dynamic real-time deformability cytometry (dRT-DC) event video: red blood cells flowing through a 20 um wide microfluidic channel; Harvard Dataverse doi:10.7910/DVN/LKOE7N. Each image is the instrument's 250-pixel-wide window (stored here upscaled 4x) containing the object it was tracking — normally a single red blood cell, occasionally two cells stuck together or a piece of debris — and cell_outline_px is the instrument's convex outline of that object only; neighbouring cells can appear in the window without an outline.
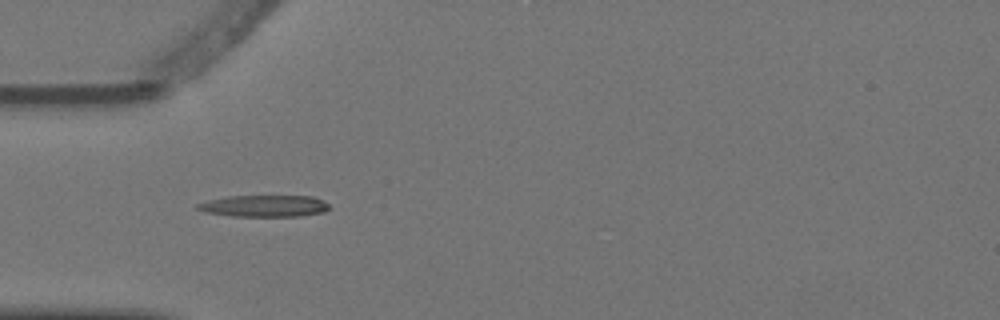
{"species": "Egyptian fruit bat (a non-hibernating species)", "species_latin": "Rousettus aegyptiacus", "temperature_condition": "warm", "stored_images_in_passage": 7, "camera_frame_rate_fps": 3000, "um_per_image_px": 0.085, "animal": {"sex": "female"}, "frame": {"image": 1, "passage_image": 4, "time_ms": 1.0, "image_size_px": [1000, 320], "cell_outline_px": [[328, 208], [324, 212], [300, 216], [232, 216], [204, 212], [196, 208], [196, 204], [208, 200], [228, 196], [312, 196], [324, 200], [328, 204]], "centroid_in_image_um": [22.45, 17.5], "position_along_channel_um": 62.5, "area_um2": 16.65}}
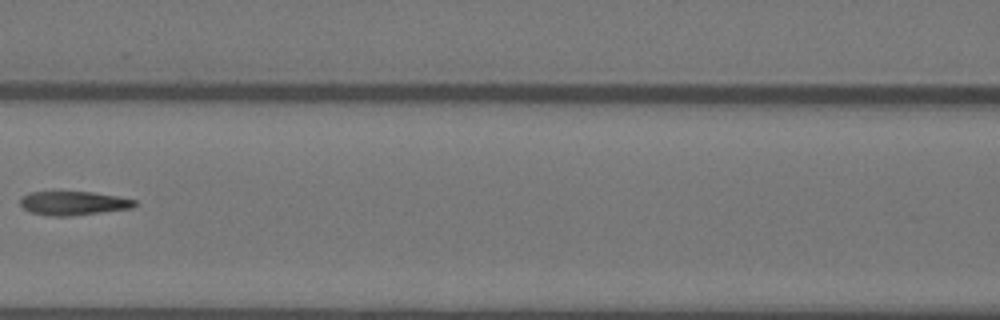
{"frame": {"image": 2, "passage_image": 6, "time_ms": 1.667, "image_size_px": [1000, 320], "cell_outline_px": [[136, 204], [132, 208], [68, 216], [48, 216], [28, 212], [20, 204], [20, 200], [24, 196], [32, 192], [92, 192], [116, 196], [136, 200]], "centroid_in_image_um": [6.22, 17.28], "position_along_channel_um": 160.4, "area_um2": 15.72}}
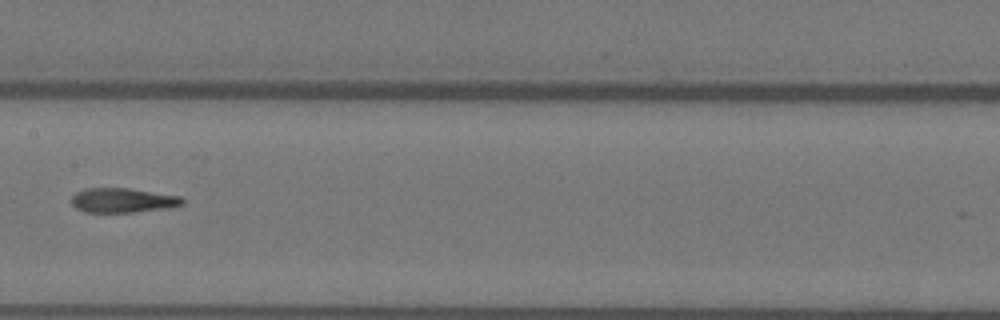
{"frame": {"image": 3, "passage_image": 7, "time_ms": 2.0, "image_size_px": [1000, 320], "cell_outline_px": [[184, 204], [168, 208], [132, 212], [84, 212], [76, 208], [72, 204], [72, 196], [76, 192], [84, 188], [128, 188], [180, 196], [184, 200]], "centroid_in_image_um": [10.42, 17.02], "position_along_channel_um": 197.0, "area_um2": 15.84}}